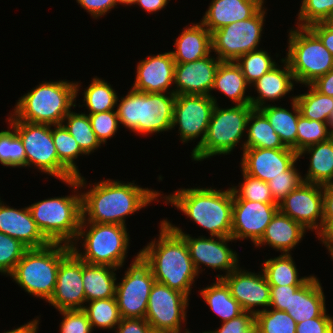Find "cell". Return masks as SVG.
<instances>
[{
	"label": "cell",
	"instance_id": "cell-35",
	"mask_svg": "<svg viewBox=\"0 0 333 333\" xmlns=\"http://www.w3.org/2000/svg\"><path fill=\"white\" fill-rule=\"evenodd\" d=\"M262 265V271L270 286H302L312 276L299 277L296 263L291 254H281L274 258L265 259Z\"/></svg>",
	"mask_w": 333,
	"mask_h": 333
},
{
	"label": "cell",
	"instance_id": "cell-34",
	"mask_svg": "<svg viewBox=\"0 0 333 333\" xmlns=\"http://www.w3.org/2000/svg\"><path fill=\"white\" fill-rule=\"evenodd\" d=\"M200 290V294L210 309L221 318V322L238 317L244 311L239 302L231 295L229 287L222 279Z\"/></svg>",
	"mask_w": 333,
	"mask_h": 333
},
{
	"label": "cell",
	"instance_id": "cell-19",
	"mask_svg": "<svg viewBox=\"0 0 333 333\" xmlns=\"http://www.w3.org/2000/svg\"><path fill=\"white\" fill-rule=\"evenodd\" d=\"M47 302L58 311L83 309L85 306L82 260L73 250L60 261L55 289Z\"/></svg>",
	"mask_w": 333,
	"mask_h": 333
},
{
	"label": "cell",
	"instance_id": "cell-3",
	"mask_svg": "<svg viewBox=\"0 0 333 333\" xmlns=\"http://www.w3.org/2000/svg\"><path fill=\"white\" fill-rule=\"evenodd\" d=\"M164 203L180 210L200 228L209 231L210 237H231L233 191L210 188H178L163 196Z\"/></svg>",
	"mask_w": 333,
	"mask_h": 333
},
{
	"label": "cell",
	"instance_id": "cell-6",
	"mask_svg": "<svg viewBox=\"0 0 333 333\" xmlns=\"http://www.w3.org/2000/svg\"><path fill=\"white\" fill-rule=\"evenodd\" d=\"M175 100L174 93H145L130 88L117 100L119 124L137 135L171 131Z\"/></svg>",
	"mask_w": 333,
	"mask_h": 333
},
{
	"label": "cell",
	"instance_id": "cell-14",
	"mask_svg": "<svg viewBox=\"0 0 333 333\" xmlns=\"http://www.w3.org/2000/svg\"><path fill=\"white\" fill-rule=\"evenodd\" d=\"M176 233L180 234L186 241L194 268L198 275L205 270V266L213 270L225 272L218 274L216 279H222L239 265L237 252L228 247V242L235 241L232 237H206L200 235L195 238L186 234L179 226L173 225L167 218L163 219ZM203 265L204 269H201ZM205 265V266H204Z\"/></svg>",
	"mask_w": 333,
	"mask_h": 333
},
{
	"label": "cell",
	"instance_id": "cell-63",
	"mask_svg": "<svg viewBox=\"0 0 333 333\" xmlns=\"http://www.w3.org/2000/svg\"><path fill=\"white\" fill-rule=\"evenodd\" d=\"M327 125H328V132L330 136L333 137V110L328 118Z\"/></svg>",
	"mask_w": 333,
	"mask_h": 333
},
{
	"label": "cell",
	"instance_id": "cell-11",
	"mask_svg": "<svg viewBox=\"0 0 333 333\" xmlns=\"http://www.w3.org/2000/svg\"><path fill=\"white\" fill-rule=\"evenodd\" d=\"M20 137L26 153V167L56 177L64 182L76 176L58 159L52 138V126L17 120L10 112L6 119Z\"/></svg>",
	"mask_w": 333,
	"mask_h": 333
},
{
	"label": "cell",
	"instance_id": "cell-16",
	"mask_svg": "<svg viewBox=\"0 0 333 333\" xmlns=\"http://www.w3.org/2000/svg\"><path fill=\"white\" fill-rule=\"evenodd\" d=\"M215 105L211 96L176 95L172 130L178 127V135L183 144L200 137L192 152L202 144L205 138Z\"/></svg>",
	"mask_w": 333,
	"mask_h": 333
},
{
	"label": "cell",
	"instance_id": "cell-38",
	"mask_svg": "<svg viewBox=\"0 0 333 333\" xmlns=\"http://www.w3.org/2000/svg\"><path fill=\"white\" fill-rule=\"evenodd\" d=\"M62 124L86 155L89 156L91 152L93 153L94 150L97 151L99 147L101 148L102 144L92 129L88 113H76L72 110L65 116Z\"/></svg>",
	"mask_w": 333,
	"mask_h": 333
},
{
	"label": "cell",
	"instance_id": "cell-15",
	"mask_svg": "<svg viewBox=\"0 0 333 333\" xmlns=\"http://www.w3.org/2000/svg\"><path fill=\"white\" fill-rule=\"evenodd\" d=\"M189 298L182 292L155 281L144 319L154 331L181 333V326L187 321Z\"/></svg>",
	"mask_w": 333,
	"mask_h": 333
},
{
	"label": "cell",
	"instance_id": "cell-51",
	"mask_svg": "<svg viewBox=\"0 0 333 333\" xmlns=\"http://www.w3.org/2000/svg\"><path fill=\"white\" fill-rule=\"evenodd\" d=\"M62 322L60 333H92V327L86 313L82 309L60 310Z\"/></svg>",
	"mask_w": 333,
	"mask_h": 333
},
{
	"label": "cell",
	"instance_id": "cell-64",
	"mask_svg": "<svg viewBox=\"0 0 333 333\" xmlns=\"http://www.w3.org/2000/svg\"><path fill=\"white\" fill-rule=\"evenodd\" d=\"M136 2V0H117V3L118 5H125V6H128V5H134V3Z\"/></svg>",
	"mask_w": 333,
	"mask_h": 333
},
{
	"label": "cell",
	"instance_id": "cell-62",
	"mask_svg": "<svg viewBox=\"0 0 333 333\" xmlns=\"http://www.w3.org/2000/svg\"><path fill=\"white\" fill-rule=\"evenodd\" d=\"M40 322V318L36 317V319H33L29 322H27L24 325H21L20 327H17L15 329H12L10 331H5L3 333H38V329H39V323Z\"/></svg>",
	"mask_w": 333,
	"mask_h": 333
},
{
	"label": "cell",
	"instance_id": "cell-42",
	"mask_svg": "<svg viewBox=\"0 0 333 333\" xmlns=\"http://www.w3.org/2000/svg\"><path fill=\"white\" fill-rule=\"evenodd\" d=\"M275 61L267 50L260 48L240 56L235 62L241 68L246 81L251 86L278 64Z\"/></svg>",
	"mask_w": 333,
	"mask_h": 333
},
{
	"label": "cell",
	"instance_id": "cell-41",
	"mask_svg": "<svg viewBox=\"0 0 333 333\" xmlns=\"http://www.w3.org/2000/svg\"><path fill=\"white\" fill-rule=\"evenodd\" d=\"M52 138L58 159L76 176H81L76 163L78 156L86 155L63 124L52 125Z\"/></svg>",
	"mask_w": 333,
	"mask_h": 333
},
{
	"label": "cell",
	"instance_id": "cell-40",
	"mask_svg": "<svg viewBox=\"0 0 333 333\" xmlns=\"http://www.w3.org/2000/svg\"><path fill=\"white\" fill-rule=\"evenodd\" d=\"M85 305L82 310L86 313L92 330L100 328L115 331L116 326L121 321L115 297L86 302Z\"/></svg>",
	"mask_w": 333,
	"mask_h": 333
},
{
	"label": "cell",
	"instance_id": "cell-7",
	"mask_svg": "<svg viewBox=\"0 0 333 333\" xmlns=\"http://www.w3.org/2000/svg\"><path fill=\"white\" fill-rule=\"evenodd\" d=\"M127 229V226L118 224L81 222L71 249L85 263L106 265L119 270L126 262L130 246ZM78 242L82 244L83 251L78 249Z\"/></svg>",
	"mask_w": 333,
	"mask_h": 333
},
{
	"label": "cell",
	"instance_id": "cell-61",
	"mask_svg": "<svg viewBox=\"0 0 333 333\" xmlns=\"http://www.w3.org/2000/svg\"><path fill=\"white\" fill-rule=\"evenodd\" d=\"M317 238L327 248L328 254L330 256L333 255V220L322 230Z\"/></svg>",
	"mask_w": 333,
	"mask_h": 333
},
{
	"label": "cell",
	"instance_id": "cell-46",
	"mask_svg": "<svg viewBox=\"0 0 333 333\" xmlns=\"http://www.w3.org/2000/svg\"><path fill=\"white\" fill-rule=\"evenodd\" d=\"M240 171L242 172L243 180L237 186L232 185L233 199L275 203L267 182L251 177L245 174L242 170Z\"/></svg>",
	"mask_w": 333,
	"mask_h": 333
},
{
	"label": "cell",
	"instance_id": "cell-17",
	"mask_svg": "<svg viewBox=\"0 0 333 333\" xmlns=\"http://www.w3.org/2000/svg\"><path fill=\"white\" fill-rule=\"evenodd\" d=\"M278 208L306 230H315L318 236L323 230V185L301 183L278 204Z\"/></svg>",
	"mask_w": 333,
	"mask_h": 333
},
{
	"label": "cell",
	"instance_id": "cell-29",
	"mask_svg": "<svg viewBox=\"0 0 333 333\" xmlns=\"http://www.w3.org/2000/svg\"><path fill=\"white\" fill-rule=\"evenodd\" d=\"M170 51L175 63H188L209 56L212 52L210 31L201 23L183 28Z\"/></svg>",
	"mask_w": 333,
	"mask_h": 333
},
{
	"label": "cell",
	"instance_id": "cell-20",
	"mask_svg": "<svg viewBox=\"0 0 333 333\" xmlns=\"http://www.w3.org/2000/svg\"><path fill=\"white\" fill-rule=\"evenodd\" d=\"M222 280L229 287L231 295L239 302L243 311L256 314L268 309L270 285L262 269L255 273L244 270L239 265ZM256 307H262V309H255Z\"/></svg>",
	"mask_w": 333,
	"mask_h": 333
},
{
	"label": "cell",
	"instance_id": "cell-44",
	"mask_svg": "<svg viewBox=\"0 0 333 333\" xmlns=\"http://www.w3.org/2000/svg\"><path fill=\"white\" fill-rule=\"evenodd\" d=\"M297 323L285 311L268 308L255 314V329L259 333H296Z\"/></svg>",
	"mask_w": 333,
	"mask_h": 333
},
{
	"label": "cell",
	"instance_id": "cell-13",
	"mask_svg": "<svg viewBox=\"0 0 333 333\" xmlns=\"http://www.w3.org/2000/svg\"><path fill=\"white\" fill-rule=\"evenodd\" d=\"M116 284L115 298L121 318L144 319L155 278L150 263L138 252Z\"/></svg>",
	"mask_w": 333,
	"mask_h": 333
},
{
	"label": "cell",
	"instance_id": "cell-18",
	"mask_svg": "<svg viewBox=\"0 0 333 333\" xmlns=\"http://www.w3.org/2000/svg\"><path fill=\"white\" fill-rule=\"evenodd\" d=\"M278 210L276 203L233 199L231 237L249 239L255 245Z\"/></svg>",
	"mask_w": 333,
	"mask_h": 333
},
{
	"label": "cell",
	"instance_id": "cell-23",
	"mask_svg": "<svg viewBox=\"0 0 333 333\" xmlns=\"http://www.w3.org/2000/svg\"><path fill=\"white\" fill-rule=\"evenodd\" d=\"M175 65L170 51L150 54L137 63L131 88L145 93H174Z\"/></svg>",
	"mask_w": 333,
	"mask_h": 333
},
{
	"label": "cell",
	"instance_id": "cell-22",
	"mask_svg": "<svg viewBox=\"0 0 333 333\" xmlns=\"http://www.w3.org/2000/svg\"><path fill=\"white\" fill-rule=\"evenodd\" d=\"M297 159L298 154L288 147L246 148L242 153L240 167L245 174L268 183L272 178L284 175V171Z\"/></svg>",
	"mask_w": 333,
	"mask_h": 333
},
{
	"label": "cell",
	"instance_id": "cell-36",
	"mask_svg": "<svg viewBox=\"0 0 333 333\" xmlns=\"http://www.w3.org/2000/svg\"><path fill=\"white\" fill-rule=\"evenodd\" d=\"M246 140L244 149L246 148H285L279 135L270 125L267 117L259 110L253 109L247 120Z\"/></svg>",
	"mask_w": 333,
	"mask_h": 333
},
{
	"label": "cell",
	"instance_id": "cell-10",
	"mask_svg": "<svg viewBox=\"0 0 333 333\" xmlns=\"http://www.w3.org/2000/svg\"><path fill=\"white\" fill-rule=\"evenodd\" d=\"M287 47L284 59L298 84L311 85L333 68V55L309 27L290 28Z\"/></svg>",
	"mask_w": 333,
	"mask_h": 333
},
{
	"label": "cell",
	"instance_id": "cell-33",
	"mask_svg": "<svg viewBox=\"0 0 333 333\" xmlns=\"http://www.w3.org/2000/svg\"><path fill=\"white\" fill-rule=\"evenodd\" d=\"M290 99L291 111L273 104H268L259 110L267 117L283 145L297 153V123L301 114L295 96H290Z\"/></svg>",
	"mask_w": 333,
	"mask_h": 333
},
{
	"label": "cell",
	"instance_id": "cell-50",
	"mask_svg": "<svg viewBox=\"0 0 333 333\" xmlns=\"http://www.w3.org/2000/svg\"><path fill=\"white\" fill-rule=\"evenodd\" d=\"M88 116L98 140L102 145H106L107 140L117 133L120 126L116 110L88 114Z\"/></svg>",
	"mask_w": 333,
	"mask_h": 333
},
{
	"label": "cell",
	"instance_id": "cell-52",
	"mask_svg": "<svg viewBox=\"0 0 333 333\" xmlns=\"http://www.w3.org/2000/svg\"><path fill=\"white\" fill-rule=\"evenodd\" d=\"M253 329H255V314L244 311L238 317L223 322L219 328L203 333H251Z\"/></svg>",
	"mask_w": 333,
	"mask_h": 333
},
{
	"label": "cell",
	"instance_id": "cell-8",
	"mask_svg": "<svg viewBox=\"0 0 333 333\" xmlns=\"http://www.w3.org/2000/svg\"><path fill=\"white\" fill-rule=\"evenodd\" d=\"M71 250V246L60 243L29 248L9 276L29 295L47 302L55 289L60 261Z\"/></svg>",
	"mask_w": 333,
	"mask_h": 333
},
{
	"label": "cell",
	"instance_id": "cell-37",
	"mask_svg": "<svg viewBox=\"0 0 333 333\" xmlns=\"http://www.w3.org/2000/svg\"><path fill=\"white\" fill-rule=\"evenodd\" d=\"M83 102L89 114L116 110L118 95L108 81L93 77L88 87L83 90Z\"/></svg>",
	"mask_w": 333,
	"mask_h": 333
},
{
	"label": "cell",
	"instance_id": "cell-26",
	"mask_svg": "<svg viewBox=\"0 0 333 333\" xmlns=\"http://www.w3.org/2000/svg\"><path fill=\"white\" fill-rule=\"evenodd\" d=\"M265 0H212L200 22L210 33L225 25L252 17Z\"/></svg>",
	"mask_w": 333,
	"mask_h": 333
},
{
	"label": "cell",
	"instance_id": "cell-28",
	"mask_svg": "<svg viewBox=\"0 0 333 333\" xmlns=\"http://www.w3.org/2000/svg\"><path fill=\"white\" fill-rule=\"evenodd\" d=\"M325 295L320 280L313 274L293 295L290 296L286 312L296 323L322 316L327 312Z\"/></svg>",
	"mask_w": 333,
	"mask_h": 333
},
{
	"label": "cell",
	"instance_id": "cell-67",
	"mask_svg": "<svg viewBox=\"0 0 333 333\" xmlns=\"http://www.w3.org/2000/svg\"><path fill=\"white\" fill-rule=\"evenodd\" d=\"M251 333H259L256 329H253V331H251Z\"/></svg>",
	"mask_w": 333,
	"mask_h": 333
},
{
	"label": "cell",
	"instance_id": "cell-39",
	"mask_svg": "<svg viewBox=\"0 0 333 333\" xmlns=\"http://www.w3.org/2000/svg\"><path fill=\"white\" fill-rule=\"evenodd\" d=\"M308 92L295 95L300 114L307 119L327 123L333 110V97L318 92L312 85H305Z\"/></svg>",
	"mask_w": 333,
	"mask_h": 333
},
{
	"label": "cell",
	"instance_id": "cell-2",
	"mask_svg": "<svg viewBox=\"0 0 333 333\" xmlns=\"http://www.w3.org/2000/svg\"><path fill=\"white\" fill-rule=\"evenodd\" d=\"M159 225L158 239L154 238L139 252L150 263L156 282L189 297L193 288L191 286L199 276L194 268L186 241L164 220H161Z\"/></svg>",
	"mask_w": 333,
	"mask_h": 333
},
{
	"label": "cell",
	"instance_id": "cell-53",
	"mask_svg": "<svg viewBox=\"0 0 333 333\" xmlns=\"http://www.w3.org/2000/svg\"><path fill=\"white\" fill-rule=\"evenodd\" d=\"M296 333H333V316L326 312L320 316L297 323Z\"/></svg>",
	"mask_w": 333,
	"mask_h": 333
},
{
	"label": "cell",
	"instance_id": "cell-24",
	"mask_svg": "<svg viewBox=\"0 0 333 333\" xmlns=\"http://www.w3.org/2000/svg\"><path fill=\"white\" fill-rule=\"evenodd\" d=\"M0 232L21 241L28 248H42L50 244L38 228L27 207L14 208L0 198Z\"/></svg>",
	"mask_w": 333,
	"mask_h": 333
},
{
	"label": "cell",
	"instance_id": "cell-59",
	"mask_svg": "<svg viewBox=\"0 0 333 333\" xmlns=\"http://www.w3.org/2000/svg\"><path fill=\"white\" fill-rule=\"evenodd\" d=\"M311 85L321 94L333 97V68Z\"/></svg>",
	"mask_w": 333,
	"mask_h": 333
},
{
	"label": "cell",
	"instance_id": "cell-45",
	"mask_svg": "<svg viewBox=\"0 0 333 333\" xmlns=\"http://www.w3.org/2000/svg\"><path fill=\"white\" fill-rule=\"evenodd\" d=\"M296 26L309 27L318 22L333 21V0H302Z\"/></svg>",
	"mask_w": 333,
	"mask_h": 333
},
{
	"label": "cell",
	"instance_id": "cell-56",
	"mask_svg": "<svg viewBox=\"0 0 333 333\" xmlns=\"http://www.w3.org/2000/svg\"><path fill=\"white\" fill-rule=\"evenodd\" d=\"M152 328L145 319L121 318L115 328L116 333H150Z\"/></svg>",
	"mask_w": 333,
	"mask_h": 333
},
{
	"label": "cell",
	"instance_id": "cell-5",
	"mask_svg": "<svg viewBox=\"0 0 333 333\" xmlns=\"http://www.w3.org/2000/svg\"><path fill=\"white\" fill-rule=\"evenodd\" d=\"M65 183L74 189V195L72 192L67 196L47 198L29 205L28 209L50 243L71 246L78 236L82 220V196L78 177L66 180Z\"/></svg>",
	"mask_w": 333,
	"mask_h": 333
},
{
	"label": "cell",
	"instance_id": "cell-57",
	"mask_svg": "<svg viewBox=\"0 0 333 333\" xmlns=\"http://www.w3.org/2000/svg\"><path fill=\"white\" fill-rule=\"evenodd\" d=\"M309 28L320 38L323 45L333 55V21L314 23Z\"/></svg>",
	"mask_w": 333,
	"mask_h": 333
},
{
	"label": "cell",
	"instance_id": "cell-47",
	"mask_svg": "<svg viewBox=\"0 0 333 333\" xmlns=\"http://www.w3.org/2000/svg\"><path fill=\"white\" fill-rule=\"evenodd\" d=\"M331 138L328 125L325 122L310 120L302 115L297 123V154L311 145L323 142Z\"/></svg>",
	"mask_w": 333,
	"mask_h": 333
},
{
	"label": "cell",
	"instance_id": "cell-54",
	"mask_svg": "<svg viewBox=\"0 0 333 333\" xmlns=\"http://www.w3.org/2000/svg\"><path fill=\"white\" fill-rule=\"evenodd\" d=\"M301 286H270L269 308L285 311L289 308L290 296Z\"/></svg>",
	"mask_w": 333,
	"mask_h": 333
},
{
	"label": "cell",
	"instance_id": "cell-65",
	"mask_svg": "<svg viewBox=\"0 0 333 333\" xmlns=\"http://www.w3.org/2000/svg\"><path fill=\"white\" fill-rule=\"evenodd\" d=\"M150 333H171V332H165V331H154V330H152Z\"/></svg>",
	"mask_w": 333,
	"mask_h": 333
},
{
	"label": "cell",
	"instance_id": "cell-31",
	"mask_svg": "<svg viewBox=\"0 0 333 333\" xmlns=\"http://www.w3.org/2000/svg\"><path fill=\"white\" fill-rule=\"evenodd\" d=\"M117 268L82 261V280L86 302L115 297Z\"/></svg>",
	"mask_w": 333,
	"mask_h": 333
},
{
	"label": "cell",
	"instance_id": "cell-49",
	"mask_svg": "<svg viewBox=\"0 0 333 333\" xmlns=\"http://www.w3.org/2000/svg\"><path fill=\"white\" fill-rule=\"evenodd\" d=\"M298 160L284 171V175L274 177L268 182L271 195L276 204H279L290 192L304 182L303 176L296 168Z\"/></svg>",
	"mask_w": 333,
	"mask_h": 333
},
{
	"label": "cell",
	"instance_id": "cell-1",
	"mask_svg": "<svg viewBox=\"0 0 333 333\" xmlns=\"http://www.w3.org/2000/svg\"><path fill=\"white\" fill-rule=\"evenodd\" d=\"M78 182L80 189L91 186L88 191H81V222L127 226L126 217L146 208L153 201L159 202L158 198L161 199V192L140 187L134 180L125 183L115 179H103L88 186L87 180L81 175L78 176Z\"/></svg>",
	"mask_w": 333,
	"mask_h": 333
},
{
	"label": "cell",
	"instance_id": "cell-32",
	"mask_svg": "<svg viewBox=\"0 0 333 333\" xmlns=\"http://www.w3.org/2000/svg\"><path fill=\"white\" fill-rule=\"evenodd\" d=\"M250 84L235 61H222L216 71L213 90H218L235 105L250 104V95H245Z\"/></svg>",
	"mask_w": 333,
	"mask_h": 333
},
{
	"label": "cell",
	"instance_id": "cell-43",
	"mask_svg": "<svg viewBox=\"0 0 333 333\" xmlns=\"http://www.w3.org/2000/svg\"><path fill=\"white\" fill-rule=\"evenodd\" d=\"M8 129L0 131V163L6 167H26L23 143L10 124Z\"/></svg>",
	"mask_w": 333,
	"mask_h": 333
},
{
	"label": "cell",
	"instance_id": "cell-12",
	"mask_svg": "<svg viewBox=\"0 0 333 333\" xmlns=\"http://www.w3.org/2000/svg\"><path fill=\"white\" fill-rule=\"evenodd\" d=\"M264 6L252 17L225 25L211 33L212 52L220 61H236L240 56L260 49L267 14Z\"/></svg>",
	"mask_w": 333,
	"mask_h": 333
},
{
	"label": "cell",
	"instance_id": "cell-4",
	"mask_svg": "<svg viewBox=\"0 0 333 333\" xmlns=\"http://www.w3.org/2000/svg\"><path fill=\"white\" fill-rule=\"evenodd\" d=\"M80 87L77 81H42L17 100L11 114L29 123L62 124L72 107H76Z\"/></svg>",
	"mask_w": 333,
	"mask_h": 333
},
{
	"label": "cell",
	"instance_id": "cell-27",
	"mask_svg": "<svg viewBox=\"0 0 333 333\" xmlns=\"http://www.w3.org/2000/svg\"><path fill=\"white\" fill-rule=\"evenodd\" d=\"M306 231L301 224L278 210L254 246L261 248L267 245L281 254H291L292 249L304 239Z\"/></svg>",
	"mask_w": 333,
	"mask_h": 333
},
{
	"label": "cell",
	"instance_id": "cell-30",
	"mask_svg": "<svg viewBox=\"0 0 333 333\" xmlns=\"http://www.w3.org/2000/svg\"><path fill=\"white\" fill-rule=\"evenodd\" d=\"M305 154L309 155L310 164L303 181L320 185L333 183V137L306 147L298 153V159Z\"/></svg>",
	"mask_w": 333,
	"mask_h": 333
},
{
	"label": "cell",
	"instance_id": "cell-25",
	"mask_svg": "<svg viewBox=\"0 0 333 333\" xmlns=\"http://www.w3.org/2000/svg\"><path fill=\"white\" fill-rule=\"evenodd\" d=\"M279 62L283 65L277 64L251 84L258 93L257 97L250 95V104L254 109H260L268 105V102L278 101L294 90V84L297 83L288 62L284 58Z\"/></svg>",
	"mask_w": 333,
	"mask_h": 333
},
{
	"label": "cell",
	"instance_id": "cell-21",
	"mask_svg": "<svg viewBox=\"0 0 333 333\" xmlns=\"http://www.w3.org/2000/svg\"><path fill=\"white\" fill-rule=\"evenodd\" d=\"M211 55L188 63H176L175 95H207L217 104V98L211 94V91L216 71L222 61L217 56Z\"/></svg>",
	"mask_w": 333,
	"mask_h": 333
},
{
	"label": "cell",
	"instance_id": "cell-55",
	"mask_svg": "<svg viewBox=\"0 0 333 333\" xmlns=\"http://www.w3.org/2000/svg\"><path fill=\"white\" fill-rule=\"evenodd\" d=\"M76 2L95 19L101 18L118 5L117 0H76Z\"/></svg>",
	"mask_w": 333,
	"mask_h": 333
},
{
	"label": "cell",
	"instance_id": "cell-48",
	"mask_svg": "<svg viewBox=\"0 0 333 333\" xmlns=\"http://www.w3.org/2000/svg\"><path fill=\"white\" fill-rule=\"evenodd\" d=\"M28 249L21 241L0 232V273L9 276Z\"/></svg>",
	"mask_w": 333,
	"mask_h": 333
},
{
	"label": "cell",
	"instance_id": "cell-58",
	"mask_svg": "<svg viewBox=\"0 0 333 333\" xmlns=\"http://www.w3.org/2000/svg\"><path fill=\"white\" fill-rule=\"evenodd\" d=\"M333 220V183L323 185V229Z\"/></svg>",
	"mask_w": 333,
	"mask_h": 333
},
{
	"label": "cell",
	"instance_id": "cell-66",
	"mask_svg": "<svg viewBox=\"0 0 333 333\" xmlns=\"http://www.w3.org/2000/svg\"><path fill=\"white\" fill-rule=\"evenodd\" d=\"M182 333H192L191 331H189V329L187 330V329H185V330H183V332ZM201 333V332H200ZM203 333V332H202Z\"/></svg>",
	"mask_w": 333,
	"mask_h": 333
},
{
	"label": "cell",
	"instance_id": "cell-60",
	"mask_svg": "<svg viewBox=\"0 0 333 333\" xmlns=\"http://www.w3.org/2000/svg\"><path fill=\"white\" fill-rule=\"evenodd\" d=\"M170 0H136L134 5L140 6L147 13L153 14L166 8Z\"/></svg>",
	"mask_w": 333,
	"mask_h": 333
},
{
	"label": "cell",
	"instance_id": "cell-9",
	"mask_svg": "<svg viewBox=\"0 0 333 333\" xmlns=\"http://www.w3.org/2000/svg\"><path fill=\"white\" fill-rule=\"evenodd\" d=\"M254 108L251 104L234 105L222 108L215 105L208 129L202 144L191 152L193 161H203L216 155H228L233 152L239 142L244 150L247 120Z\"/></svg>",
	"mask_w": 333,
	"mask_h": 333
}]
</instances>
